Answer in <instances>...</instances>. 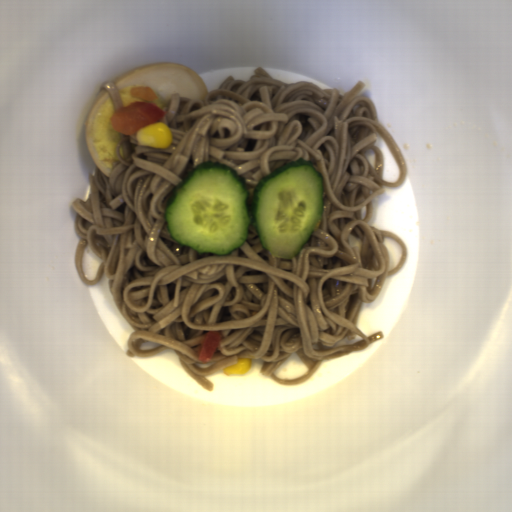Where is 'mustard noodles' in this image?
<instances>
[{
  "mask_svg": "<svg viewBox=\"0 0 512 512\" xmlns=\"http://www.w3.org/2000/svg\"><path fill=\"white\" fill-rule=\"evenodd\" d=\"M100 89H104L108 92L114 106V111L124 106L122 95L113 82L106 80L100 84Z\"/></svg>",
  "mask_w": 512,
  "mask_h": 512,
  "instance_id": "obj_2",
  "label": "mustard noodles"
},
{
  "mask_svg": "<svg viewBox=\"0 0 512 512\" xmlns=\"http://www.w3.org/2000/svg\"><path fill=\"white\" fill-rule=\"evenodd\" d=\"M352 89L321 88L309 81L274 79L260 66L248 79L227 76L204 100L173 94L159 123L172 132L166 149L147 148L135 134H120L117 161L106 176H88L86 200L75 198L79 279L97 286L105 275L111 295L133 330L127 358H150L174 349L184 371L208 392L207 377L241 359H259L262 376L298 387L324 361L371 348L383 331L363 333L357 319L375 302L387 278L400 272L408 245L400 235L370 222L374 198L404 185L407 166L391 132L379 123L373 100ZM377 132L400 169L398 182L382 180ZM376 154L375 169L363 155ZM311 161L324 187L322 216L293 259L271 256L255 226L227 255L198 254L177 243L165 220L173 187L198 165L217 161L242 177L250 194L259 181L300 158ZM391 237L404 249L392 271ZM104 262L96 278L82 270L85 247ZM209 331L222 334L209 363L198 358ZM363 339L334 345L348 335ZM308 373L279 379L274 370L291 353Z\"/></svg>",
  "mask_w": 512,
  "mask_h": 512,
  "instance_id": "obj_1",
  "label": "mustard noodles"
}]
</instances>
